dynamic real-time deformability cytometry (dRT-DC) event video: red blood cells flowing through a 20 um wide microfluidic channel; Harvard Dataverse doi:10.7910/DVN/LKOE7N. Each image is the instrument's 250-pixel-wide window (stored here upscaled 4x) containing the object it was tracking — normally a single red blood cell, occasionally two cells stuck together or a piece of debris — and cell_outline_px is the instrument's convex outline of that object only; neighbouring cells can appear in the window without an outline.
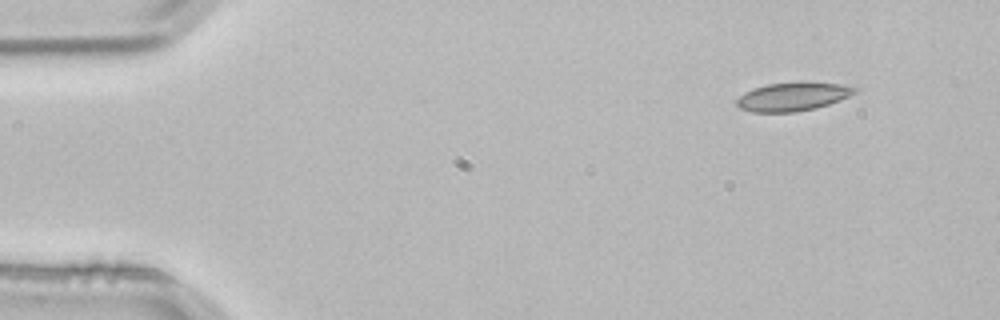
{"species": "common noctule bat (a hibernating species)", "species_latin": "Nyctalus noctula", "temperature_condition": "room temperature", "stored_images_in_passage": 3, "camera_frame_rate_fps": 3000, "um_per_image_px": 0.085, "animal": {"sex": "male", "body_mass_g": 21.5, "forearm_length_mm": 52.0}, "frame": {"image": 1, "passage_image": 1, "time_ms": 0.0, "image_size_px": [1000, 320], "cell_outline_px": [[860, 92], [840, 100], [816, 108], [796, 112], [752, 112], [740, 108], [736, 104], [736, 100], [744, 92], [752, 88], [768, 84], [840, 84], [860, 88]], "centroid_in_image_um": [67.39, 8.25], "position_along_channel_um": 17.6, "area_um2": 19.19}}
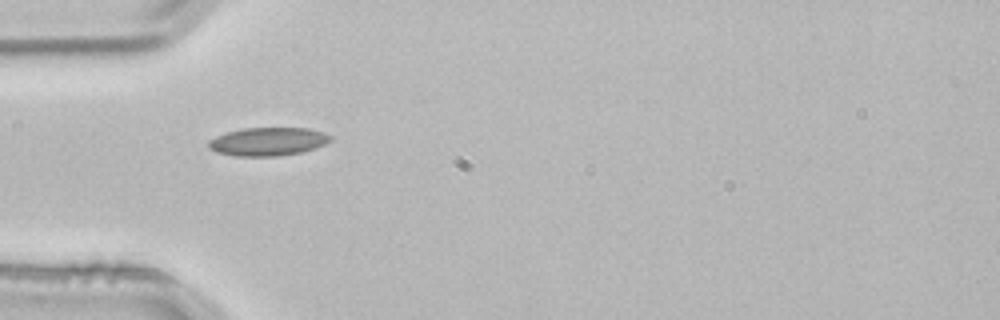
{"frame": {"image": 2, "passage_image": 3, "time_ms": 0.667, "image_size_px": [1000, 320], "cell_outline_px": [[332, 140], [316, 148], [300, 152], [276, 156], [236, 156], [216, 152], [208, 148], [208, 140], [216, 136], [228, 132], [244, 128], [308, 128], [324, 132], [332, 136]], "centroid_in_image_um": [22.78, 12.03], "position_along_channel_um": 62.2, "area_um2": 20.11}}